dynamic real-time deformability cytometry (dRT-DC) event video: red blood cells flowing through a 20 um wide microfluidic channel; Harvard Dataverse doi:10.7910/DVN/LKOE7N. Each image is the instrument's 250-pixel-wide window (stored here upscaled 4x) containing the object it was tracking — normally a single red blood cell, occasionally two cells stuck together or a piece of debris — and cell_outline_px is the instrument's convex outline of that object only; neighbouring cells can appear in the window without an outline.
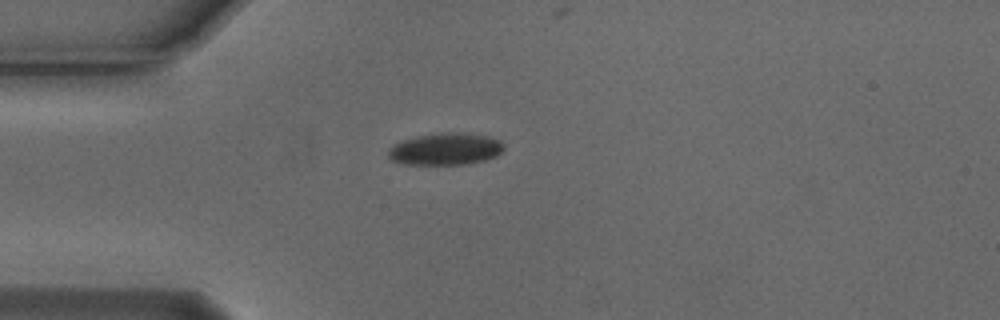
{"species": "Egyptian fruit bat (a non-hibernating species)", "species_latin": "Rousettus aegyptiacus", "temperature_condition": "cold", "stored_images_in_passage": 3, "camera_frame_rate_fps": 3000, "um_per_image_px": 0.085, "animal": {"sex": "male"}, "frame": {"image": 1, "passage_image": 1, "time_ms": 0.0, "image_size_px": [1000, 320], "cell_outline_px": [[504, 148], [496, 156], [484, 160], [468, 164], [404, 164], [392, 160], [388, 156], [388, 148], [392, 144], [400, 140], [416, 136], [440, 132], [464, 132], [488, 136], [500, 140], [504, 144]], "centroid_in_image_um": [37.84, 12.65], "position_along_channel_um": 47.2, "area_um2": 21.85}}
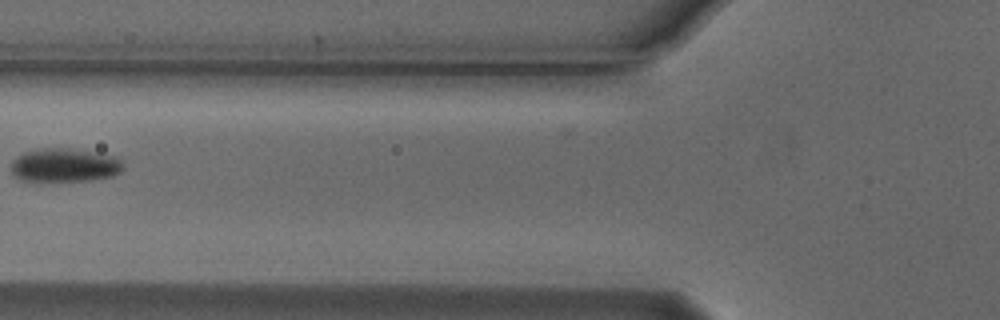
{"frame": {"image": 2, "passage_image": 3, "time_ms": 0.667, "image_size_px": [1000, 320], "cell_outline_px": [[124, 168], [120, 172], [112, 176], [92, 180], [20, 180], [12, 176], [12, 160], [16, 156], [24, 152], [40, 148], [68, 148], [116, 156], [124, 164]], "centroid_in_image_um": [5.48, 14.03], "position_along_channel_um": 120.3, "area_um2": 21.91}}